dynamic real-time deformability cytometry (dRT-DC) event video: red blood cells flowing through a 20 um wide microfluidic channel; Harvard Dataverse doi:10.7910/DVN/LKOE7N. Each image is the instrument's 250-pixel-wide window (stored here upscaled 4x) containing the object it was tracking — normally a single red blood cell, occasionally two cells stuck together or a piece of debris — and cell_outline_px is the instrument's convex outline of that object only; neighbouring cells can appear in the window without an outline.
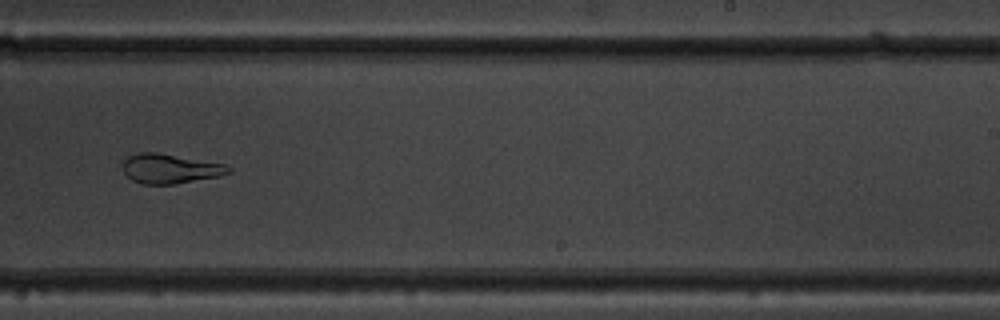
{"species": "common noctule bat (a hibernating species)", "species_latin": "Nyctalus noctula", "temperature_condition": "warm", "stored_images_in_passage": 11, "camera_frame_rate_fps": 3000, "um_per_image_px": 0.085, "animal": {"sex": "male", "body_mass_g": 19.5, "forearm_length_mm": 54.6}, "frame": {"image": 1, "passage_image": 10, "time_ms": 3.0, "image_size_px": [1000, 320], "cell_outline_px": [[232, 172], [220, 176], [176, 184], [144, 184], [132, 180], [124, 172], [124, 160], [128, 156], [140, 152], [156, 152], [224, 164], [232, 168]], "centroid_in_image_um": [14.48, 14.34], "position_along_channel_um": 274.5, "area_um2": 18.09}}